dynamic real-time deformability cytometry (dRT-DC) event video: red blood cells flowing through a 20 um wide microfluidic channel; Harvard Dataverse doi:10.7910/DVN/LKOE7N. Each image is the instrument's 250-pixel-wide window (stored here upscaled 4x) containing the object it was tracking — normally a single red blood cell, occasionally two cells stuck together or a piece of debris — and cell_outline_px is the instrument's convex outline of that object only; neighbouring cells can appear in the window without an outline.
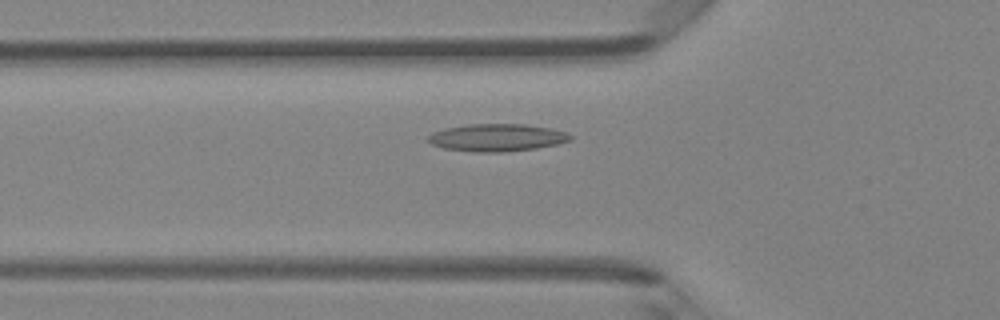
{"species": "Egyptian fruit bat (a non-hibernating species)", "species_latin": "Rousettus aegyptiacus", "temperature_condition": "room temperature", "stored_images_in_passage": 45, "camera_frame_rate_fps": 3000, "um_per_image_px": 0.085, "animal": {"sex": "female"}, "frame": {"image": 1, "passage_image": 14, "time_ms": 4.333, "image_size_px": [1000, 320], "cell_outline_px": [[572, 140], [556, 144], [536, 148], [504, 152], [472, 152], [444, 148], [432, 144], [424, 140], [432, 132], [444, 128], [468, 124], [524, 124], [548, 128], [564, 132], [572, 136]], "centroid_in_image_um": [42.17, 11.7], "position_along_channel_um": 83.6, "area_um2": 22.77}}
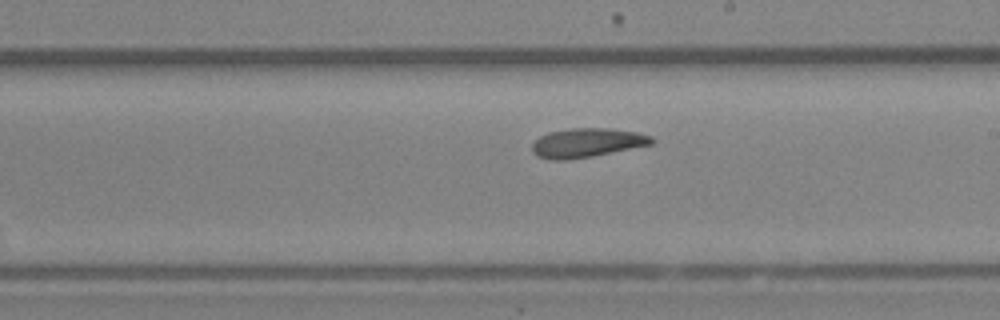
{"frame": {"image": 2, "passage_image": 25, "time_ms": 8.0, "image_size_px": [1000, 320], "cell_outline_px": [[656, 140], [652, 144], [592, 156], [568, 160], [552, 160], [536, 156], [532, 152], [532, 144], [540, 136], [548, 132], [572, 128], [608, 128], [636, 132], [652, 136]], "centroid_in_image_um": [49.87, 12.14], "position_along_channel_um": 239.1, "area_um2": 20.29}}
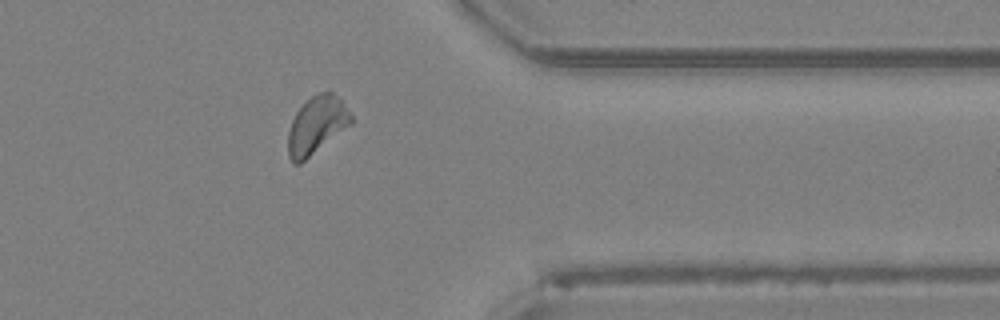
{"frame": {"image": 3, "passage_image": 36, "time_ms": 11.667, "image_size_px": [1000, 320], "cell_outline_px": [[352, 124], [300, 164], [292, 164], [288, 156], [288, 132], [292, 120], [296, 112], [312, 96], [328, 88], [344, 104], [352, 116]], "centroid_in_image_um": [26.91, 10.65], "position_along_channel_um": 384.5, "area_um2": 21.1}, "authors_computed_cell_mechanics": {"area_um2": 20.4034, "velocity_mm_per_s": 4.2578, "shape_relaxation_time_tau1_ms": null, "shape_relaxation_time_tau2_ms": 6.3203, "deformation_change_tau1": null, "deformation_change_tau2": 0.1533}}